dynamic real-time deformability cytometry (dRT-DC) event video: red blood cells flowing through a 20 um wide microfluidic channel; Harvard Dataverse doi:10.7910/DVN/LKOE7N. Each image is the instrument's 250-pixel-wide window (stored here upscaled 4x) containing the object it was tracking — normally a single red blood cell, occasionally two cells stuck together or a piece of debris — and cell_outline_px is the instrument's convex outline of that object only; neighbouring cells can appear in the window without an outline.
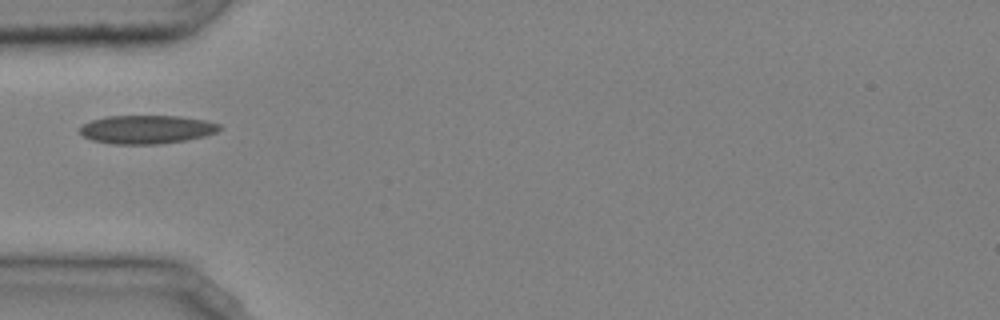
{"species": "common noctule bat (a hibernating species)", "species_latin": "Nyctalus noctula", "temperature_condition": "cold", "stored_images_in_passage": 28, "camera_frame_rate_fps": 3000, "um_per_image_px": 0.085, "animal": {"sex": "male", "body_mass_g": 20.4}, "frame": {"image": 1, "passage_image": 1, "time_ms": 0.0, "image_size_px": [1000, 320], "cell_outline_px": [[220, 128], [216, 132], [204, 136], [184, 140], [160, 144], [112, 144], [92, 140], [84, 136], [80, 132], [80, 128], [84, 124], [92, 120], [104, 116], [180, 116], [208, 120], [220, 124]], "centroid_in_image_um": [12.48, 10.99], "position_along_channel_um": 72.5, "area_um2": 23.18}}
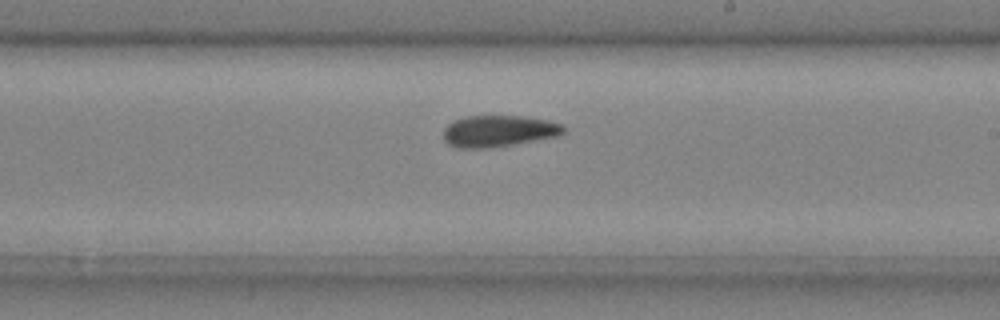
{"frame": {"image": 2, "passage_image": 14, "time_ms": 4.333, "image_size_px": [1000, 320], "cell_outline_px": [[564, 132], [556, 136], [492, 148], [456, 148], [448, 144], [444, 140], [444, 128], [452, 120], [464, 116], [524, 116], [544, 120], [560, 124], [564, 128]], "centroid_in_image_um": [42.3, 11.14], "position_along_channel_um": 246.7, "area_um2": 21.96}}
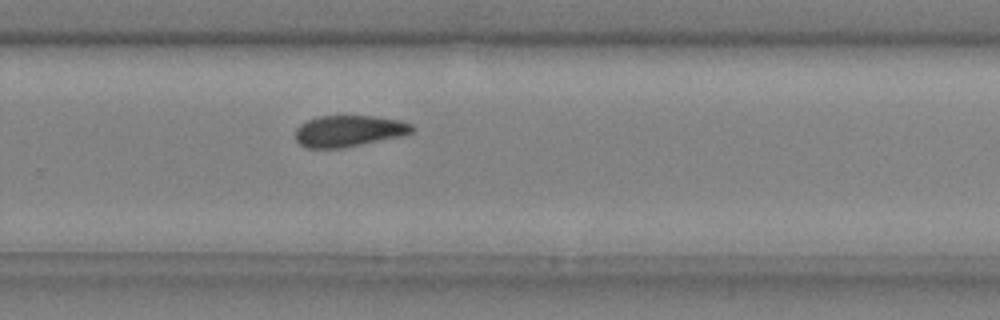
{"frame": {"image": 3, "passage_image": 18, "time_ms": 5.667, "image_size_px": [1000, 320], "cell_outline_px": [[416, 128], [412, 132], [404, 136], [344, 148], [308, 148], [300, 144], [296, 140], [296, 128], [300, 124], [308, 120], [320, 116], [376, 116], [400, 120], [412, 124]], "centroid_in_image_um": [29.7, 11.14], "position_along_channel_um": 300.1, "area_um2": 21.56}}